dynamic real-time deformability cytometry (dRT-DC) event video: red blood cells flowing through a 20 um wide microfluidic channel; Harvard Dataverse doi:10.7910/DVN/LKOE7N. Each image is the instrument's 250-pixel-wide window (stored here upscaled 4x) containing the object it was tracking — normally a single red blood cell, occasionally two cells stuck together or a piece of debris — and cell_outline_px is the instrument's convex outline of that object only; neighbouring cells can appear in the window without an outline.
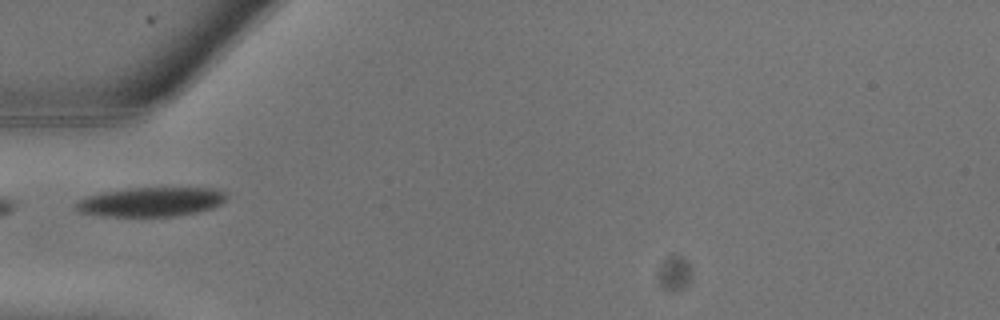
{"species": "common noctule bat (a hibernating species)", "species_latin": "Nyctalus noctula", "temperature_condition": "warm", "stored_images_in_passage": 2, "camera_frame_rate_fps": 3000, "um_per_image_px": 0.085, "animal": {"sex": "male", "body_mass_g": 13.3}, "frame": {"image": 1, "passage_image": 1, "time_ms": 0.0, "image_size_px": [1000, 320], "cell_outline_px": [[228, 196], [220, 204], [212, 208], [196, 212], [176, 216], [104, 216], [80, 212], [76, 208], [76, 204], [80, 200], [88, 196], [128, 188], [216, 188], [224, 192]], "centroid_in_image_um": [12.89, 17.16], "position_along_channel_um": 72.1, "area_um2": 25.32}}